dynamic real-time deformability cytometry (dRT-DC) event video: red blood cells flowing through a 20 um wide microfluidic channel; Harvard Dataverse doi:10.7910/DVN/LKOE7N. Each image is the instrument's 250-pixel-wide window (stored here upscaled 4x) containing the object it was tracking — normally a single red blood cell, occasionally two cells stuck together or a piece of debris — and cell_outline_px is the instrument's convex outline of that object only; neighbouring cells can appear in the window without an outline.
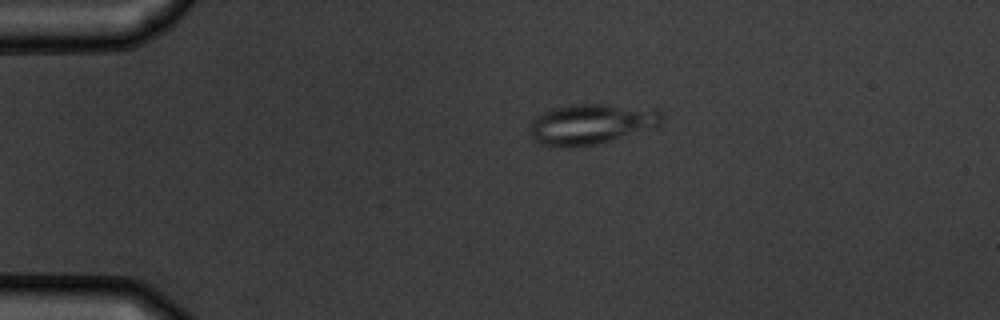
{"species": "common noctule bat (a hibernating species)", "species_latin": "Nyctalus noctula", "temperature_condition": "warm", "stored_images_in_passage": 3, "camera_frame_rate_fps": 3000, "um_per_image_px": 0.085, "animal": {"sex": "male", "body_mass_g": 19.5, "forearm_length_mm": 54.6}, "frame": {"image": 1, "passage_image": 3, "time_ms": 2.333, "image_size_px": [1000, 320], "cell_outline_px": [[660, 124], [596, 144], [572, 148], [548, 148], [536, 144], [532, 140], [528, 124], [536, 116], [552, 108], [568, 104], [604, 104], [660, 108]], "centroid_in_image_um": [50.1, 10.55], "position_along_channel_um": 34.9, "area_um2": 31.44}}